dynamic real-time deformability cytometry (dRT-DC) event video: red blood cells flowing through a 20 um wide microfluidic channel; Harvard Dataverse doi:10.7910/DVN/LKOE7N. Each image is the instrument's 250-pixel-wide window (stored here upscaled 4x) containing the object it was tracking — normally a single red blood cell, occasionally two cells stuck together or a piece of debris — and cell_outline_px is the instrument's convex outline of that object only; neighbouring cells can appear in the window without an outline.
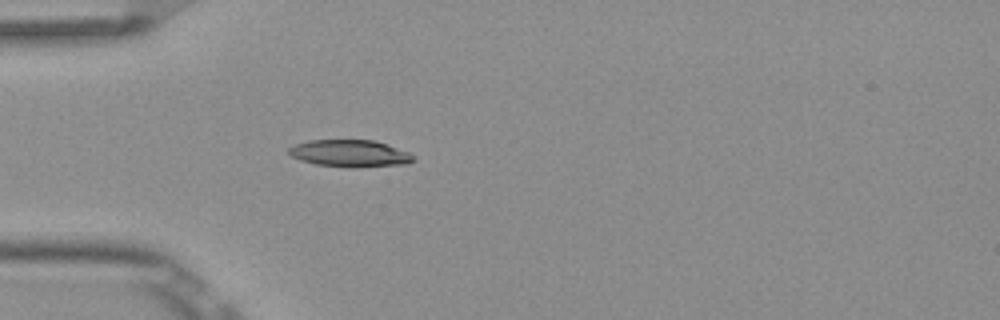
{"species": "Egyptian fruit bat (a non-hibernating species)", "species_latin": "Rousettus aegyptiacus", "temperature_condition": "room temperature", "stored_images_in_passage": 3, "camera_frame_rate_fps": 3000, "um_per_image_px": 0.085, "frame": {"image": 1, "passage_image": 3, "time_ms": 0.667, "image_size_px": [1000, 320], "cell_outline_px": [[416, 160], [408, 164], [356, 168], [352, 168], [316, 164], [300, 160], [292, 156], [288, 152], [288, 148], [296, 144], [308, 140], [372, 140], [388, 144], [408, 152]], "centroid_in_image_um": [29.76, 13.05], "position_along_channel_um": 55.2, "area_um2": 19.77}}